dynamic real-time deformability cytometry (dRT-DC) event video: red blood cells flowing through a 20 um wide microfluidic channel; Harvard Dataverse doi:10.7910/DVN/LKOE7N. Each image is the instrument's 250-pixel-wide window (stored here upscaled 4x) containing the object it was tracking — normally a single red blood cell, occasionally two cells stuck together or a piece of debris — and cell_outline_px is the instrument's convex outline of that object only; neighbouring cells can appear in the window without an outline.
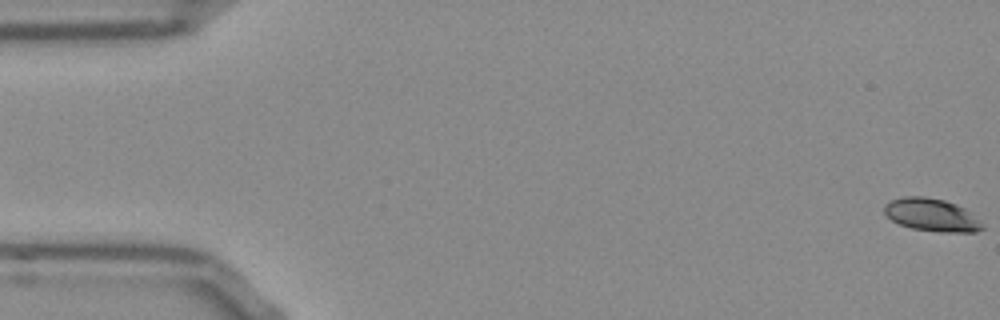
{"species": "Egyptian fruit bat (a non-hibernating species)", "species_latin": "Rousettus aegyptiacus", "temperature_condition": "room temperature", "stored_images_in_passage": 54, "camera_frame_rate_fps": 3000, "um_per_image_px": 0.085, "frame": {"image": 1, "passage_image": 1, "time_ms": 0.0, "image_size_px": [1000, 320], "cell_outline_px": [[984, 228], [976, 232], [940, 232], [912, 228], [900, 224], [892, 220], [884, 212], [884, 204], [892, 200], [904, 196], [924, 196], [944, 200], [956, 204], [964, 208]], "centroid_in_image_um": [79.14, 18.26], "position_along_channel_um": 5.9, "area_um2": 18.38}}
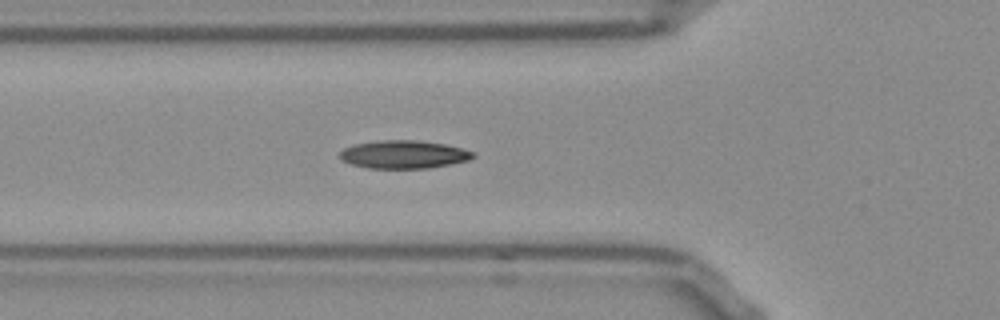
{"frame": {"image": 2, "passage_image": 19, "time_ms": 6.0, "image_size_px": [1000, 320], "cell_outline_px": [[476, 156], [468, 160], [452, 164], [428, 168], [368, 168], [352, 164], [340, 160], [340, 152], [344, 148], [356, 144], [380, 140], [420, 140], [444, 144], [476, 152]], "centroid_in_image_um": [34.34, 13.13], "position_along_channel_um": 91.5, "area_um2": 21.79}}
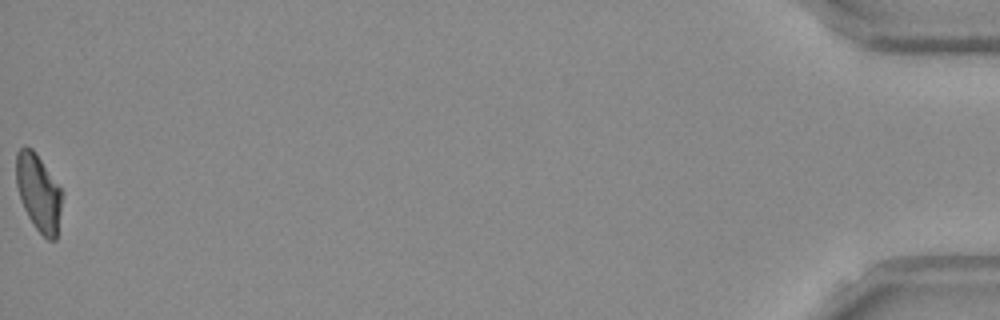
{"frame": {"image": 3, "passage_image": 54, "time_ms": 17.667, "image_size_px": [1000, 320], "cell_outline_px": [[60, 212], [56, 240], [48, 240], [36, 228], [28, 216], [24, 208], [16, 184], [16, 152], [24, 144], [32, 148], [36, 152], [60, 188]], "centroid_in_image_um": [3.24, 16.32], "position_along_channel_um": 432.0, "area_um2": 20.17}, "authors_computed_cell_mechanics": {"area_um2": 20.7791, "velocity_mm_per_s": 3.8187, "shape_relaxation_time_tau1_ms": null, "shape_relaxation_time_tau2_ms": 3.0042, "deformation_change_tau1": null, "deformation_change_tau2": 0.0759}}